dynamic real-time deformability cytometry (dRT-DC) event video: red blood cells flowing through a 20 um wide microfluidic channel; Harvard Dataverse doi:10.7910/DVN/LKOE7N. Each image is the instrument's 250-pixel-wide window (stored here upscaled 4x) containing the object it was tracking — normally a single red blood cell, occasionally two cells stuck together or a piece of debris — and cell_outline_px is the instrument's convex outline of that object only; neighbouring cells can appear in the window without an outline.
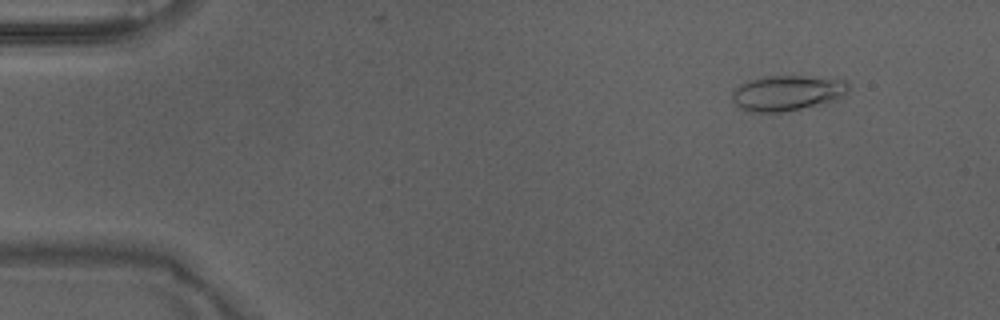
{"species": "Egyptian fruit bat (a non-hibernating species)", "species_latin": "Rousettus aegyptiacus", "temperature_condition": "warm", "stored_images_in_passage": 46, "camera_frame_rate_fps": 3000, "um_per_image_px": 0.085, "animal": {"sex": "male"}, "frame": {"image": 1, "passage_image": 3, "time_ms": 0.667, "image_size_px": [1000, 320], "cell_outline_px": [[848, 92], [844, 96], [836, 100], [800, 108], [780, 112], [744, 112], [732, 100], [732, 92], [740, 84], [760, 76], [836, 76], [848, 80]], "centroid_in_image_um": [66.96, 7.87], "position_along_channel_um": 18.0, "area_um2": 24.51}}
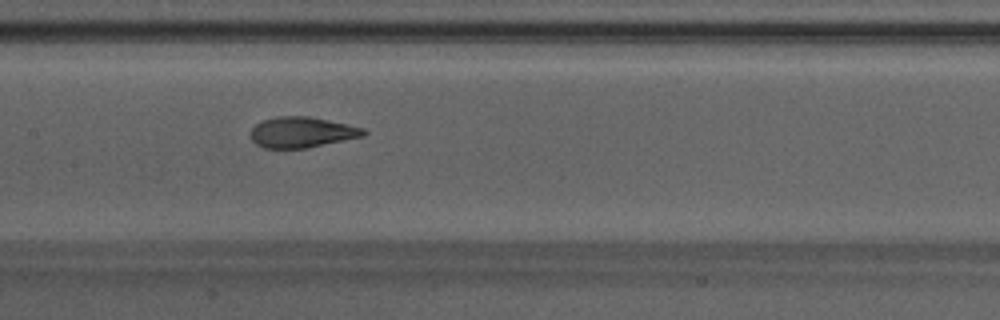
{"frame": {"image": 2, "passage_image": 22, "time_ms": 7.0, "image_size_px": [1000, 320], "cell_outline_px": [[368, 132], [364, 136], [308, 148], [264, 148], [256, 144], [252, 140], [252, 128], [256, 124], [264, 120], [276, 116], [308, 116], [328, 120], [364, 128]], "centroid_in_image_um": [25.68, 11.24], "position_along_channel_um": 181.7, "area_um2": 20.11}}
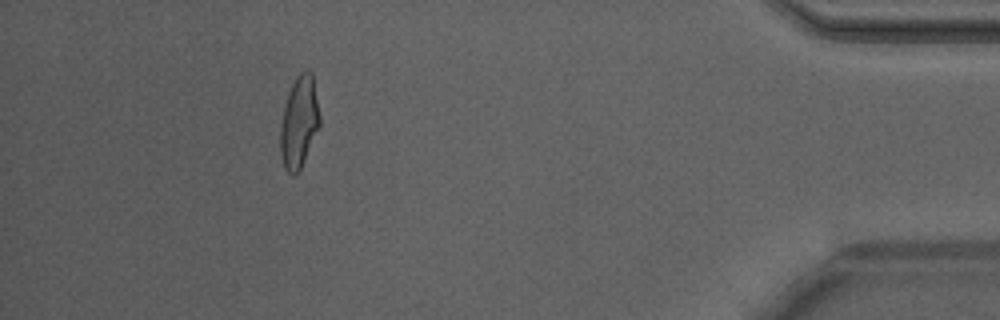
{"frame": {"image": 3, "passage_image": 42, "time_ms": 13.667, "image_size_px": [1000, 320], "cell_outline_px": [[320, 124], [300, 168], [296, 172], [288, 172], [284, 168], [280, 156], [280, 124], [284, 104], [288, 92], [296, 76], [300, 72], [308, 68], [312, 72], [320, 116]], "centroid_in_image_um": [25.4, 10.31], "position_along_channel_um": 409.8, "area_um2": 20.92}, "authors_computed_cell_mechanics": {"area_um2": 20.8947, "velocity_mm_per_s": 4.265, "shape_relaxation_time_tau1_ms": 6.0576, "shape_relaxation_time_tau2_ms": 0.8284, "deformation_change_tau1": 0.2403, "deformation_change_tau2": 0.0802}}